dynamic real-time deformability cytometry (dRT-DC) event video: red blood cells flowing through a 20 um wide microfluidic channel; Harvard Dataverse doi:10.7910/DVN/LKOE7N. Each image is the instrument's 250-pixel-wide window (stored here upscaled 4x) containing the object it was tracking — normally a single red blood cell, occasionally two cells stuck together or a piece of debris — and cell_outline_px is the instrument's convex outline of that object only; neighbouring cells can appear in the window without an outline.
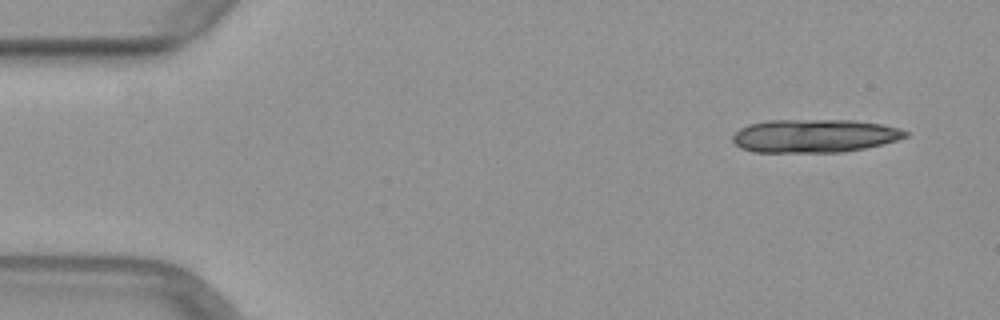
{"species": "common noctule bat (a hibernating species)", "species_latin": "Nyctalus noctula", "temperature_condition": "warm", "stored_images_in_passage": 12, "camera_frame_rate_fps": 3000, "um_per_image_px": 0.085, "animal": {"sex": "female", "body_mass_g": 29.2, "forearm_length_mm": 56.3}, "frame": {"image": 1, "passage_image": 1, "time_ms": 0.0, "image_size_px": [1000, 320], "cell_outline_px": [[908, 136], [896, 140], [864, 148], [844, 152], [752, 152], [740, 148], [732, 140], [732, 136], [740, 128], [748, 124], [768, 120], [856, 120], [880, 124], [900, 128], [908, 132]], "centroid_in_image_um": [69.2, 11.54], "position_along_channel_um": 15.8, "area_um2": 33.58}}